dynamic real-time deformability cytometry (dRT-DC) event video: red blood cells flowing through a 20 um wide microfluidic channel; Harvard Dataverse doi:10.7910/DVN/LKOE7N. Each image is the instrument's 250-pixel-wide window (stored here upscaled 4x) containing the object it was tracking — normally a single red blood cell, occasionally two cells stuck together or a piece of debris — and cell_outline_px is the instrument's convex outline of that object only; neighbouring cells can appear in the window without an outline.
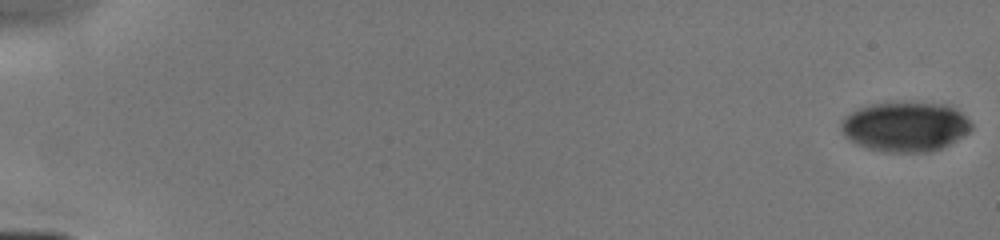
{"species": "human", "species_latin": "Homo sapiens", "temperature_condition": "cold", "stored_images_in_passage": 36, "camera_frame_rate_fps": 3000, "um_per_image_px": 0.085, "donor": {"sex": "male"}, "frame": {"image": 1, "passage_image": 1, "time_ms": 0.0, "image_size_px": [1000, 240], "cell_outline_px": [[972, 128], [964, 136], [940, 148], [928, 152], [888, 152], [868, 148], [856, 144], [848, 140], [844, 136], [840, 128], [840, 124], [852, 112], [860, 108], [872, 104], [948, 104], [956, 108], [972, 124]], "centroid_in_image_um": [76.95, 10.79], "position_along_channel_um": 8.0, "area_um2": 37.11}}
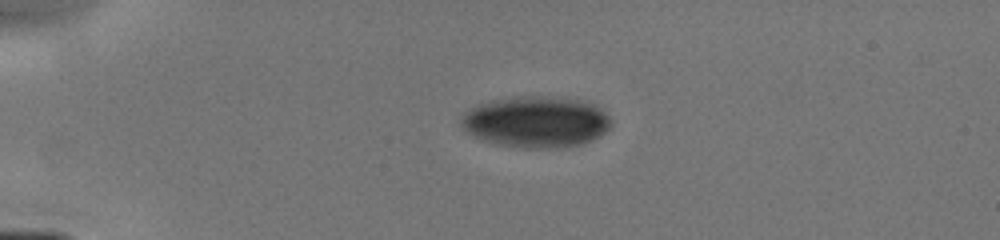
{"frame": {"image": 2, "passage_image": 22, "time_ms": 4.0, "image_size_px": [1000, 240], "cell_outline_px": [[612, 124], [604, 132], [580, 144], [548, 148], [524, 148], [500, 144], [484, 140], [472, 136], [460, 124], [460, 116], [464, 112], [480, 104], [492, 100], [524, 96], [540, 96], [580, 100], [592, 104], [600, 108], [612, 120]], "centroid_in_image_um": [45.53, 10.35], "position_along_channel_um": 39.5, "area_um2": 44.16}}